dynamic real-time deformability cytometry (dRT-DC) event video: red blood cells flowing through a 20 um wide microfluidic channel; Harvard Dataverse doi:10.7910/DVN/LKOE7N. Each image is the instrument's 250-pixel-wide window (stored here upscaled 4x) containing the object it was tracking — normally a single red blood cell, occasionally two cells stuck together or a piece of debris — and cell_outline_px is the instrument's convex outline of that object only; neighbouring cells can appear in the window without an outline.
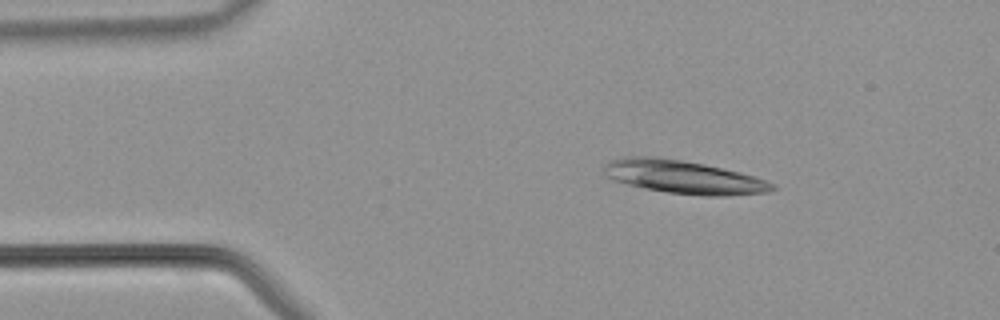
{"species": "common noctule bat (a hibernating species)", "species_latin": "Nyctalus noctula", "temperature_condition": "warm", "stored_images_in_passage": 36, "camera_frame_rate_fps": 3000, "um_per_image_px": 0.085, "animal": {"sex": "male", "body_mass_g": 21.5, "forearm_length_mm": 52.0}, "frame": {"image": 1, "passage_image": 1, "time_ms": 0.0, "image_size_px": [1000, 320], "cell_outline_px": [[776, 188], [768, 192], [724, 196], [704, 196], [668, 192], [644, 188], [612, 180], [608, 176], [608, 164], [612, 160], [628, 156], [640, 156], [680, 160], [704, 164], [740, 172], [764, 180], [772, 184]], "centroid_in_image_um": [58.16, 15.06], "position_along_channel_um": 26.8, "area_um2": 31.73}}
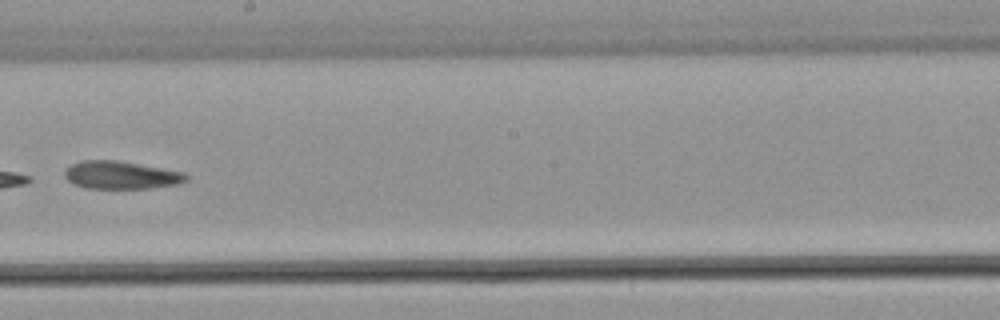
{"frame": {"image": 2, "passage_image": 18, "time_ms": 5.667, "image_size_px": [1000, 320], "cell_outline_px": [[188, 176], [180, 184], [152, 188], [84, 188], [72, 184], [64, 176], [64, 172], [72, 164], [84, 160], [116, 160], [180, 172]], "centroid_in_image_um": [10.22, 14.89], "position_along_channel_um": 238.0, "area_um2": 19.36}}
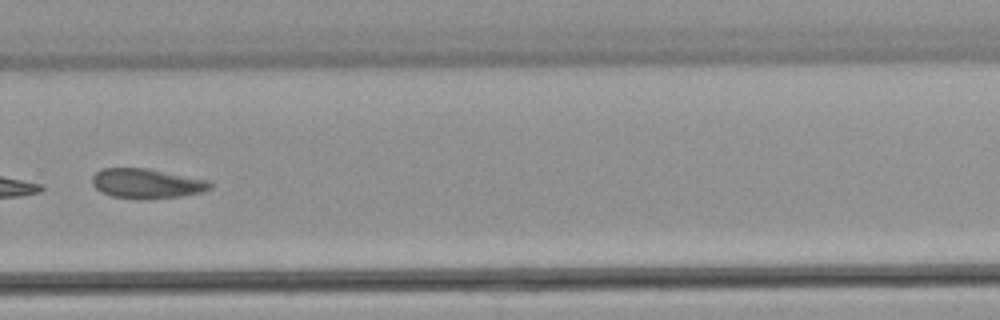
{"frame": {"image": 3, "passage_image": 23, "time_ms": 7.333, "image_size_px": [1000, 320], "cell_outline_px": [[212, 188], [200, 192], [180, 196], [112, 196], [100, 192], [92, 184], [92, 176], [96, 172], [104, 168], [144, 168], [204, 180], [212, 184]], "centroid_in_image_um": [12.39, 15.55], "position_along_channel_um": 317.4, "area_um2": 19.13}}